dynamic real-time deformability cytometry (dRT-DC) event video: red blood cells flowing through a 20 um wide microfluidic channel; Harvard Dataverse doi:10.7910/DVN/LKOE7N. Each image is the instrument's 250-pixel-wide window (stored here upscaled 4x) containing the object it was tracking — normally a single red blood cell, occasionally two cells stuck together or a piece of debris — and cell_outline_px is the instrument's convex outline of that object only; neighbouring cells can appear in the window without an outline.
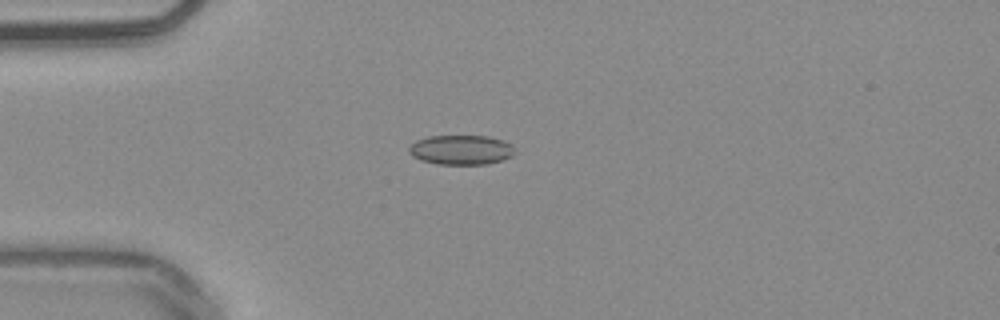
{"species": "common noctule bat (a hibernating species)", "species_latin": "Nyctalus noctula", "temperature_condition": "warm", "stored_images_in_passage": 40, "camera_frame_rate_fps": 3000, "um_per_image_px": 0.085, "animal": {"sex": "male", "body_mass_g": 20.4}, "frame": {"image": 1, "passage_image": 1, "time_ms": 0.0, "image_size_px": [1000, 320], "cell_outline_px": [[516, 152], [512, 156], [504, 160], [488, 164], [436, 164], [420, 160], [412, 156], [408, 152], [408, 148], [416, 140], [428, 136], [488, 136], [504, 140], [512, 144]], "centroid_in_image_um": [39.22, 12.74], "position_along_channel_um": 45.8, "area_um2": 18.55}}
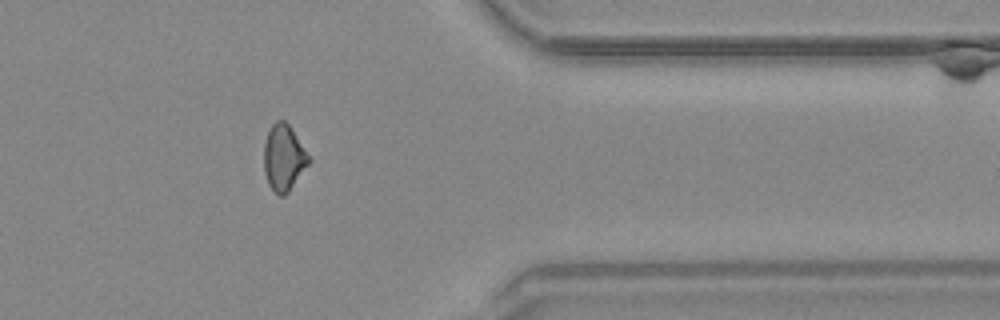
{"frame": {"image": 2, "passage_image": 30, "time_ms": 9.667, "image_size_px": [1000, 320], "cell_outline_px": [[312, 160], [288, 192], [284, 196], [280, 196], [268, 184], [264, 172], [264, 144], [268, 132], [272, 124], [276, 120], [284, 120], [288, 124], [312, 156]], "centroid_in_image_um": [24.15, 13.39], "position_along_channel_um": 387.3, "area_um2": 17.46}}
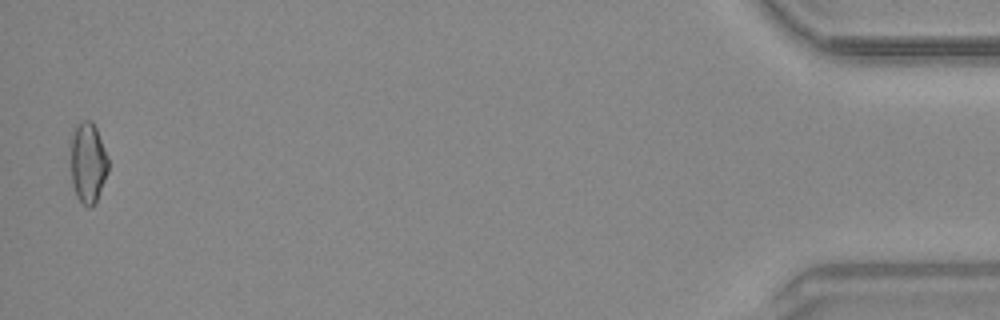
{"frame": {"image": 3, "passage_image": 39, "time_ms": 12.667, "image_size_px": [1000, 320], "cell_outline_px": [[108, 172], [96, 204], [92, 208], [88, 208], [76, 196], [72, 184], [72, 128], [84, 120], [92, 120], [96, 128], [108, 160]], "centroid_in_image_um": [7.49, 13.87], "position_along_channel_um": 427.7, "area_um2": 17.51}, "authors_computed_cell_mechanics": {"area_um2": 17.1955, "velocity_mm_per_s": 3.8689, "shape_relaxation_time_tau1_ms": null, "shape_relaxation_time_tau2_ms": 3.9001, "deformation_change_tau1": null, "deformation_change_tau2": 0.096}}